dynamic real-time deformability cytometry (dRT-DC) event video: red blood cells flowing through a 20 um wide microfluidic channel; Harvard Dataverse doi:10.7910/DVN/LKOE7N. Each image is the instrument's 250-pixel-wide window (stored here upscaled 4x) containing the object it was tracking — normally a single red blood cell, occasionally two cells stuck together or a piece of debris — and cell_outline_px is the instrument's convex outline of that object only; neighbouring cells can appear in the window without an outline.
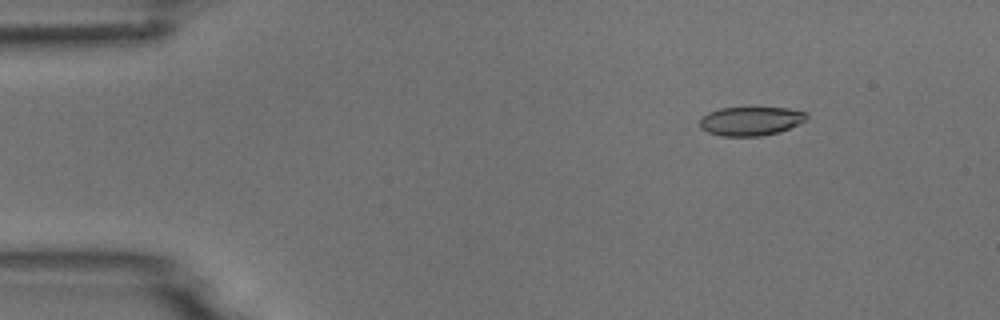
{"species": "common noctule bat (a hibernating species)", "species_latin": "Nyctalus noctula", "temperature_condition": "room temperature", "stored_images_in_passage": 4, "camera_frame_rate_fps": 3000, "um_per_image_px": 0.085, "animal": {"sex": "male", "body_mass_g": 18.8}, "frame": {"image": 1, "passage_image": 4, "time_ms": 4.333, "image_size_px": [1000, 320], "cell_outline_px": [[808, 116], [804, 120], [780, 132], [760, 136], [720, 136], [708, 132], [700, 128], [700, 120], [708, 112], [720, 108], [788, 108], [804, 112]], "centroid_in_image_um": [63.77, 10.3], "position_along_channel_um": 21.2, "area_um2": 17.74}}